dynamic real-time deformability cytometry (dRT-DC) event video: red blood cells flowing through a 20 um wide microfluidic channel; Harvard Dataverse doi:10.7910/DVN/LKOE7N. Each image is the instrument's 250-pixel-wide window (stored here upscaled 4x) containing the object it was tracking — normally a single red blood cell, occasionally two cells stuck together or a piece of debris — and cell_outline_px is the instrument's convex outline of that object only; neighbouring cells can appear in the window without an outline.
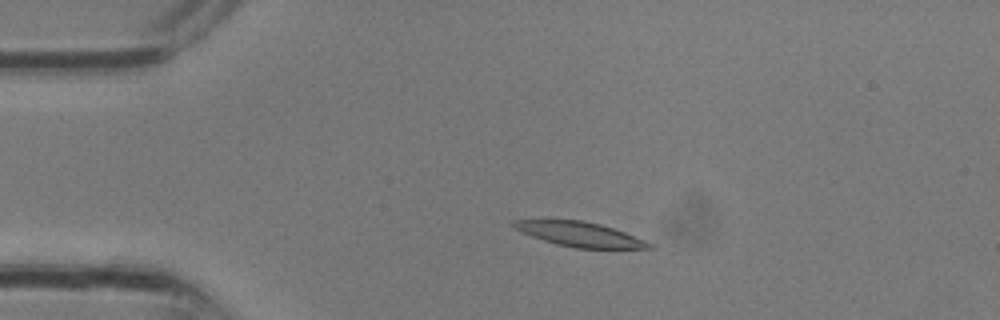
{"species": "common noctule bat (a hibernating species)", "species_latin": "Nyctalus noctula", "temperature_condition": "room temperature", "stored_images_in_passage": 30, "camera_frame_rate_fps": 3000, "um_per_image_px": 0.085, "animal": {"sex": "male", "body_mass_g": 13.3}, "frame": {"image": 1, "passage_image": 6, "time_ms": 1.667, "image_size_px": [1000, 320], "cell_outline_px": [[644, 244], [640, 248], [580, 248], [560, 244], [536, 236], [528, 232], [524, 220], [576, 220], [596, 224], [620, 232]], "centroid_in_image_um": [49.34, 19.92], "position_along_channel_um": 35.7, "area_um2": 16.3}}
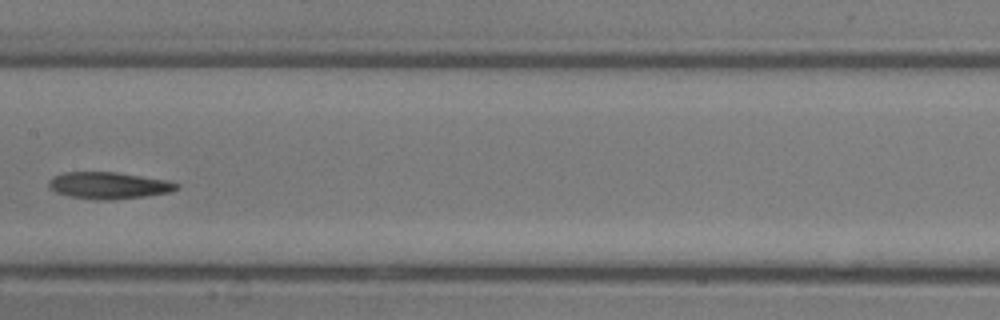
{"frame": {"image": 2, "passage_image": 15, "time_ms": 4.667, "image_size_px": [1000, 320], "cell_outline_px": [[176, 188], [164, 192], [136, 196], [76, 196], [60, 192], [52, 184], [52, 180], [56, 176], [72, 172], [108, 172], [156, 180], [176, 184]], "centroid_in_image_um": [9.19, 15.7], "position_along_channel_um": 198.2, "area_um2": 16.65}}
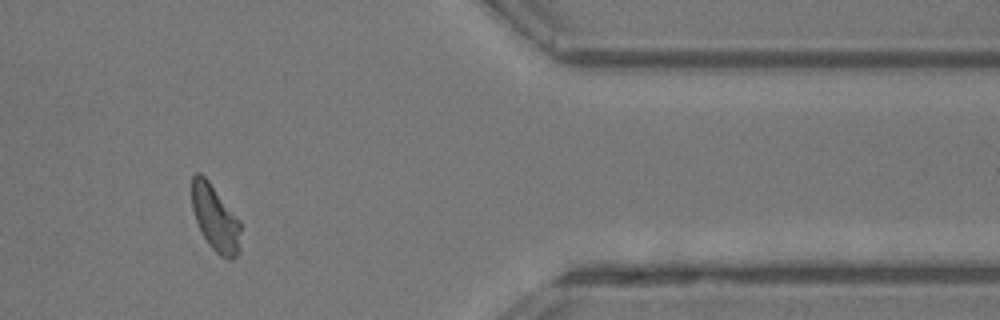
{"frame": {"image": 3, "passage_image": 25, "time_ms": 8.0, "image_size_px": [1000, 320], "cell_outline_px": [[240, 228], [236, 252], [232, 256], [220, 252], [204, 236], [200, 228], [192, 204], [192, 176], [204, 176], [240, 224]], "centroid_in_image_um": [18.24, 18.45], "position_along_channel_um": 393.2, "area_um2": 16.42}}